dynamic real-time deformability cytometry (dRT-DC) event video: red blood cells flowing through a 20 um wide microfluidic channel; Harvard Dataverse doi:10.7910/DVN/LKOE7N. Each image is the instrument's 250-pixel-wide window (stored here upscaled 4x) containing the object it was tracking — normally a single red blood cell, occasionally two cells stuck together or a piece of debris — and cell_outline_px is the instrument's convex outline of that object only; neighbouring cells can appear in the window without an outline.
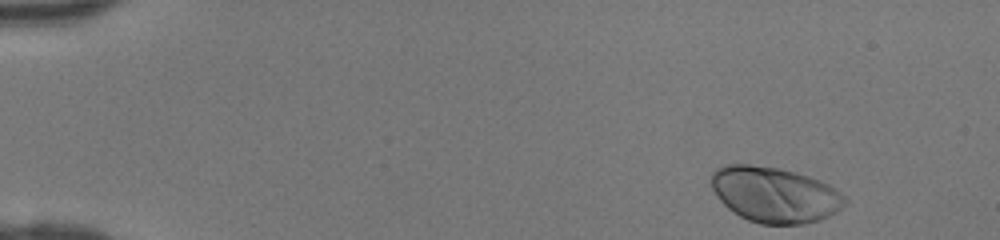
{"species": "human", "species_latin": "Homo sapiens", "temperature_condition": "room temperature", "stored_images_in_passage": 42, "camera_frame_rate_fps": 3000, "um_per_image_px": 0.085, "donor": {"sex": "female"}, "frame": {"image": 1, "passage_image": 1, "time_ms": 0.0, "image_size_px": [1000, 240], "cell_outline_px": [[848, 200], [836, 212], [820, 220], [804, 224], [760, 224], [748, 220], [740, 216], [728, 208], [720, 200], [712, 188], [708, 180], [712, 172], [716, 168], [724, 164], [748, 164], [780, 168], [796, 172], [820, 180], [836, 188]], "centroid_in_image_um": [65.83, 16.53], "position_along_channel_um": 19.2, "area_um2": 43.58}}
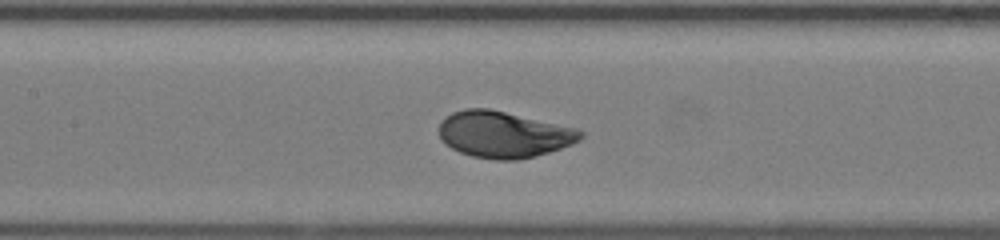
{"frame": {"image": 2, "passage_image": 19, "time_ms": 6.0, "image_size_px": [1000, 240], "cell_outline_px": [[584, 136], [580, 140], [572, 144], [548, 152], [516, 160], [496, 160], [472, 156], [460, 152], [444, 144], [440, 140], [440, 124], [452, 112], [464, 108], [488, 108], [576, 128], [584, 132]], "centroid_in_image_um": [42.8, 11.43], "position_along_channel_um": 164.6, "area_um2": 37.97}}
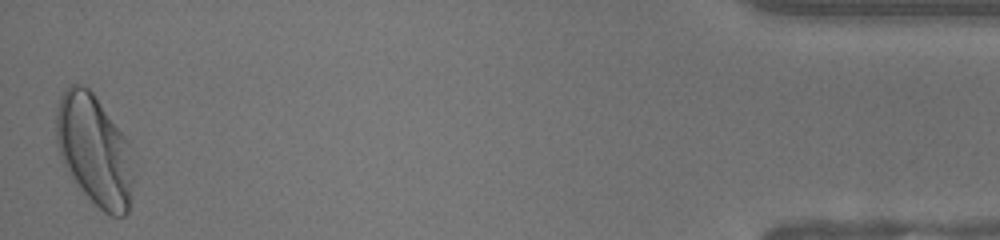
{"frame": {"image": 3, "passage_image": 42, "time_ms": 13.667, "image_size_px": [1000, 240], "cell_outline_px": [[132, 180], [128, 212], [124, 216], [112, 216], [104, 212], [72, 180], [64, 164], [56, 144], [56, 108], [60, 96], [72, 84], [80, 84], [88, 88], [92, 92], [128, 140], [132, 176]], "centroid_in_image_um": [7.99, 12.76], "position_along_channel_um": 427.2, "area_um2": 49.19}}